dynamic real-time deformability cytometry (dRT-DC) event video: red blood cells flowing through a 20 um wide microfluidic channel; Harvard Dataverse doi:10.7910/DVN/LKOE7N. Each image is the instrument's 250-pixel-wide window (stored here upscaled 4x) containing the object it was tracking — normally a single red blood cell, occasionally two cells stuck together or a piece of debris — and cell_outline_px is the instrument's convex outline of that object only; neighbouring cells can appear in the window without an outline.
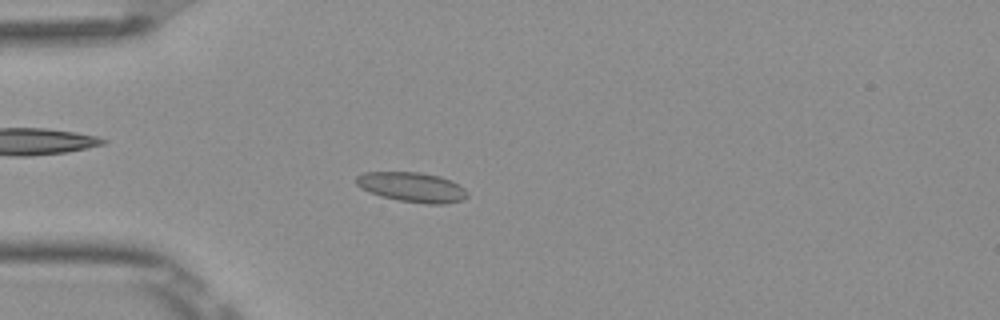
{"species": "Egyptian fruit bat (a non-hibernating species)", "species_latin": "Rousettus aegyptiacus", "temperature_condition": "room temperature", "stored_images_in_passage": 52, "camera_frame_rate_fps": 3000, "um_per_image_px": 0.085, "frame": {"image": 1, "passage_image": 14, "time_ms": 4.333, "image_size_px": [1000, 320], "cell_outline_px": [[468, 196], [460, 200], [444, 204], [428, 204], [400, 200], [380, 196], [360, 188], [356, 184], [356, 176], [364, 172], [420, 172], [440, 176], [452, 180], [460, 184], [468, 192]], "centroid_in_image_um": [35.04, 15.9], "position_along_channel_um": 50.0, "area_um2": 19.36}}
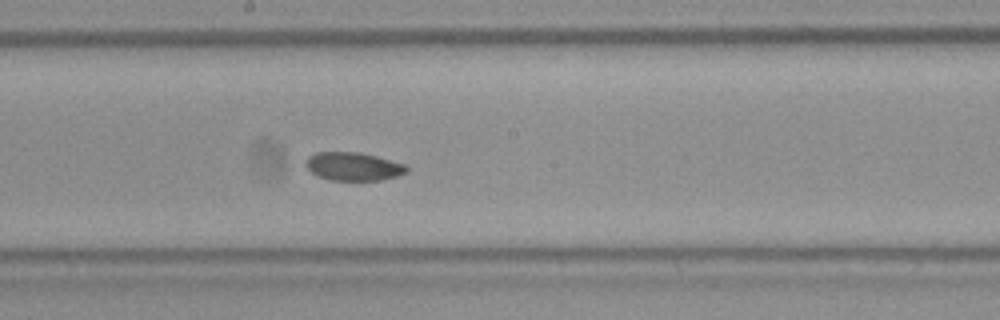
{"frame": {"image": 2, "passage_image": 28, "time_ms": 9.0, "image_size_px": [1000, 320], "cell_outline_px": [[408, 172], [396, 176], [380, 180], [332, 180], [320, 176], [312, 172], [304, 164], [304, 160], [308, 156], [316, 152], [360, 152], [376, 156], [404, 164], [408, 168]], "centroid_in_image_um": [30.02, 14.13], "position_along_channel_um": 218.2, "area_um2": 16.53}}
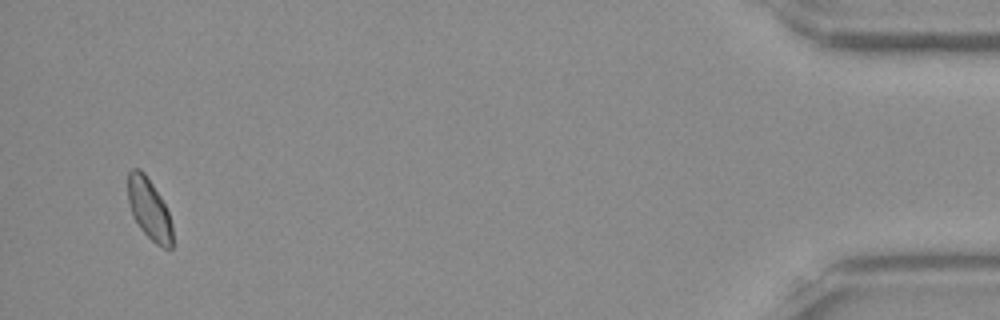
{"frame": {"image": 3, "passage_image": 50, "time_ms": 16.333, "image_size_px": [1000, 320], "cell_outline_px": [[172, 248], [164, 248], [156, 244], [140, 228], [132, 216], [128, 200], [128, 172], [132, 168], [140, 168], [144, 172], [160, 196], [168, 212], [172, 224]], "centroid_in_image_um": [12.67, 17.76], "position_along_channel_um": 422.5, "area_um2": 15.78}, "authors_computed_cell_mechanics": {"area_um2": 16.9065, "velocity_mm_per_s": 3.8772, "shape_relaxation_time_tau1_ms": null, "shape_relaxation_time_tau2_ms": 2.2202, "deformation_change_tau1": null, "deformation_change_tau2": 0.0423}}